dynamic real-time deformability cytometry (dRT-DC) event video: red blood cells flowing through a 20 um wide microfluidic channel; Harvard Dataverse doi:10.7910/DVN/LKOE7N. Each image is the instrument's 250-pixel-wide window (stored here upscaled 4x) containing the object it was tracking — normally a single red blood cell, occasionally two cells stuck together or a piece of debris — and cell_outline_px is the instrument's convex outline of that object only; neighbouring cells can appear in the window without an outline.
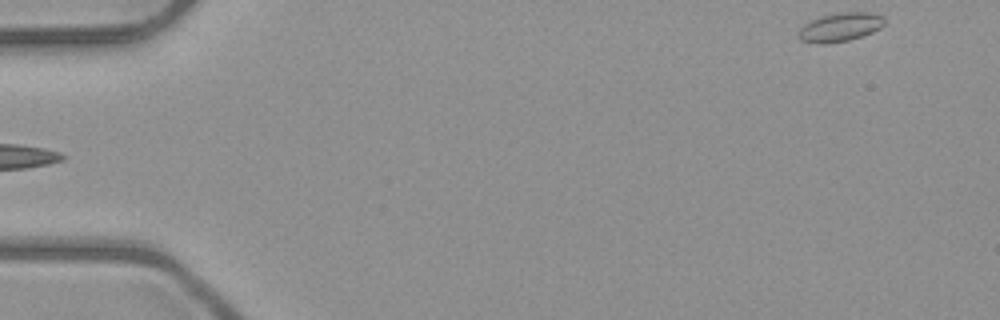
{"species": "common noctule bat (a hibernating species)", "species_latin": "Nyctalus noctula", "temperature_condition": "room temperature", "stored_images_in_passage": 3, "segment_of_instrument_passage": [2, 2], "camera_frame_rate_fps": 3000, "um_per_image_px": 0.085, "animal": {"sex": "male", "body_mass_g": 23.1, "forearm_length_mm": 52.7}, "frame": {"image": 1, "passage_image": 3, "time_ms": 3.333, "image_size_px": [1000, 320], "cell_outline_px": [[884, 24], [880, 28], [872, 32], [848, 40], [824, 44], [816, 44], [800, 40], [796, 36], [800, 28], [804, 24], [820, 16], [836, 12], [868, 12], [884, 16]], "centroid_in_image_um": [71.37, 2.3], "position_along_channel_um": 13.6, "area_um2": 14.51}}